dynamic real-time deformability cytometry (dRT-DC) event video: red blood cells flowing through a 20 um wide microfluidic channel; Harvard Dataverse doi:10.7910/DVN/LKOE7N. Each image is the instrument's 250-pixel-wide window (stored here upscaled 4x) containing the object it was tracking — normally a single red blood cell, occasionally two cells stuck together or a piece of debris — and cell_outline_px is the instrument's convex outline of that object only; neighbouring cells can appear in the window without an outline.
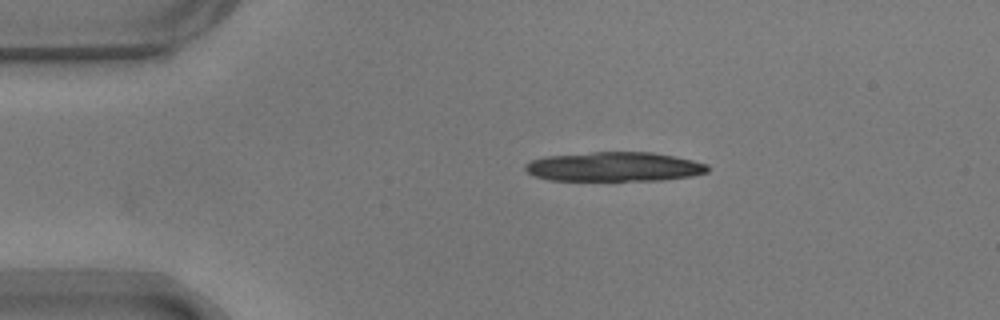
{"species": "common noctule bat (a hibernating species)", "species_latin": "Nyctalus noctula", "temperature_condition": "warm", "stored_images_in_passage": 8, "camera_frame_rate_fps": 3000, "um_per_image_px": 0.085, "animal": {"sex": "male", "body_mass_g": 17.9}, "frame": {"image": 1, "passage_image": 3, "time_ms": 0.667, "image_size_px": [1000, 320], "cell_outline_px": [[708, 172], [692, 176], [660, 180], [548, 180], [536, 176], [528, 172], [524, 168], [524, 164], [532, 160], [544, 156], [592, 152], [652, 152], [692, 160], [708, 164]], "centroid_in_image_um": [52.2, 14.17], "position_along_channel_um": 32.8, "area_um2": 31.15}}